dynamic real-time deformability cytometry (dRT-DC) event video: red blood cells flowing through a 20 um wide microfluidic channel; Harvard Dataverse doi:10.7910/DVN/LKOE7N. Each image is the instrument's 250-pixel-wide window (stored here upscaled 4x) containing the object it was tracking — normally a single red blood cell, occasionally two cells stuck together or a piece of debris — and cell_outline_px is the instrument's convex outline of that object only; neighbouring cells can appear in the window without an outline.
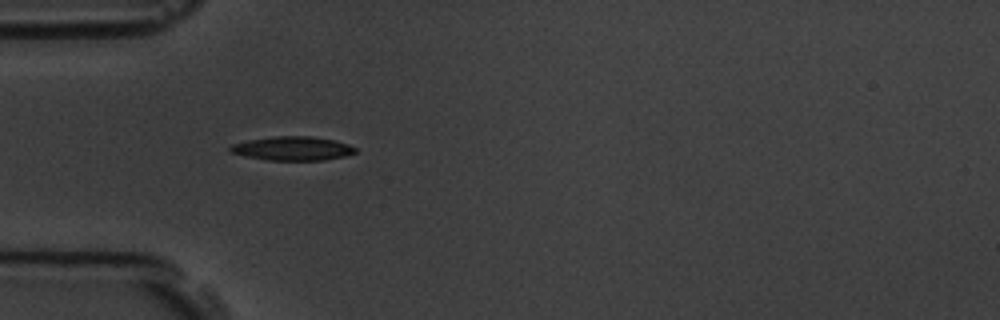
{"species": "common noctule bat (a hibernating species)", "species_latin": "Nyctalus noctula", "temperature_condition": "room temperature", "stored_images_in_passage": 36, "camera_frame_rate_fps": 3000, "um_per_image_px": 0.085, "animal": {"sex": "male", "body_mass_g": 19.5, "forearm_length_mm": 54.6}, "frame": {"image": 1, "passage_image": 1, "time_ms": 0.0, "image_size_px": [1000, 320], "cell_outline_px": [[356, 152], [344, 156], [324, 160], [268, 160], [248, 156], [232, 152], [228, 148], [232, 144], [248, 140], [272, 136], [312, 136], [336, 140], [348, 144], [356, 148]], "centroid_in_image_um": [24.89, 12.61], "position_along_channel_um": 60.1, "area_um2": 17.34}}
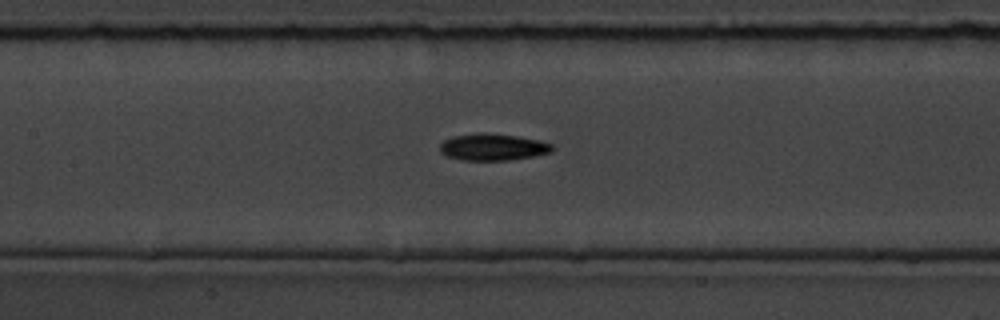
{"frame": {"image": 2, "passage_image": 10, "time_ms": 3.0, "image_size_px": [1000, 320], "cell_outline_px": [[552, 152], [532, 156], [508, 160], [460, 160], [444, 156], [440, 152], [440, 144], [444, 140], [452, 136], [480, 132], [488, 132], [516, 136], [540, 140], [552, 144]], "centroid_in_image_um": [41.84, 12.49], "position_along_channel_um": 165.6, "area_um2": 17.69}}
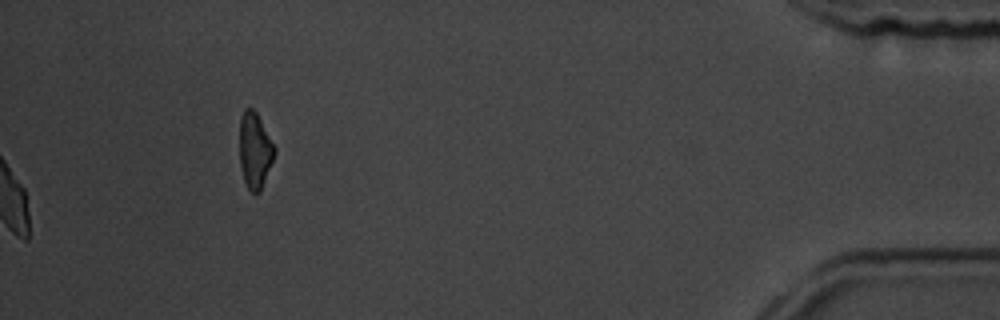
{"frame": {"image": 3, "passage_image": 36, "time_ms": 11.667, "image_size_px": [1000, 320], "cell_outline_px": [[276, 152], [260, 192], [256, 196], [248, 188], [244, 180], [240, 164], [240, 116], [244, 108], [252, 108], [256, 112], [276, 148]], "centroid_in_image_um": [21.66, 12.79], "position_along_channel_um": 413.5, "area_um2": 15.43}, "authors_computed_cell_mechanics": {"area_um2": 17.7735, "velocity_mm_per_s": 3.6095, "shape_relaxation_time_tau1_ms": 3.0744, "shape_relaxation_time_tau2_ms": 7.0631, "deformation_change_tau1": 0.1164, "deformation_change_tau2": 0.1529}}